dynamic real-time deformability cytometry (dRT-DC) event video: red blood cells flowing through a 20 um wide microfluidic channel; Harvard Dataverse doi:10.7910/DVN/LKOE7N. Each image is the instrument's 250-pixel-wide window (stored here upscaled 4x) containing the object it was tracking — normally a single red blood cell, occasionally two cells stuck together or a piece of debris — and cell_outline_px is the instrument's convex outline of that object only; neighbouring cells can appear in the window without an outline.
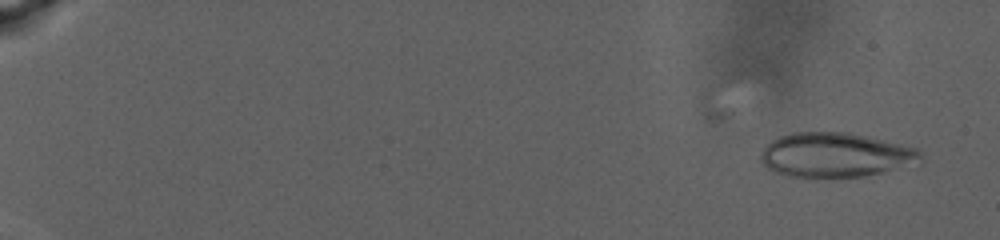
{"species": "human", "species_latin": "Homo sapiens", "temperature_condition": "warm", "stored_images_in_passage": 48, "camera_frame_rate_fps": 3000, "um_per_image_px": 0.085, "donor": {"sex": "male"}, "frame": {"image": 1, "passage_image": 5, "time_ms": 1.333, "image_size_px": [1000, 240], "cell_outline_px": [[920, 164], [884, 172], [864, 176], [816, 180], [812, 180], [788, 176], [776, 172], [768, 168], [760, 160], [760, 152], [772, 140], [780, 136], [792, 132], [848, 132], [884, 140], [916, 148], [920, 152]], "centroid_in_image_um": [70.99, 13.21], "position_along_channel_um": 14.0, "area_um2": 42.37}}
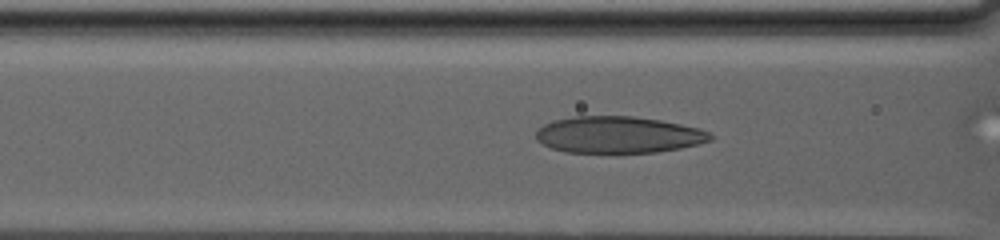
{"frame": {"image": 2, "passage_image": 41, "time_ms": 13.333, "image_size_px": [1000, 240], "cell_outline_px": [[712, 140], [680, 148], [656, 152], [564, 152], [552, 148], [536, 140], [536, 132], [544, 124], [552, 120], [576, 116], [632, 116], [660, 120], [700, 128], [712, 132]], "centroid_in_image_um": [52.56, 11.45], "position_along_channel_um": 114.0, "area_um2": 37.17}}
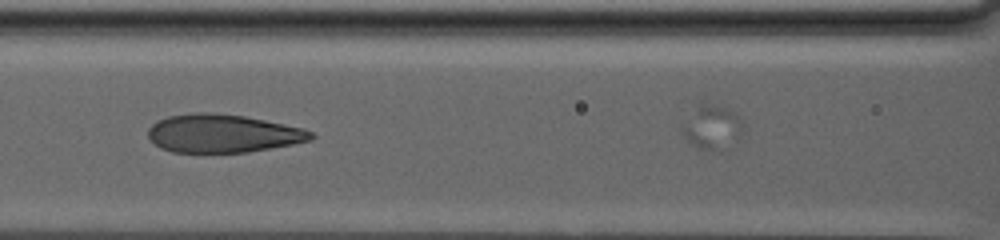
{"frame": {"image": 3, "passage_image": 45, "time_ms": 14.667, "image_size_px": [1000, 240], "cell_outline_px": [[316, 136], [312, 140], [292, 144], [248, 152], [172, 152], [160, 148], [148, 136], [148, 128], [156, 120], [168, 116], [196, 112], [212, 112], [244, 116], [304, 128], [312, 132]], "centroid_in_image_um": [18.93, 11.34], "position_along_channel_um": 147.7, "area_um2": 36.3}}